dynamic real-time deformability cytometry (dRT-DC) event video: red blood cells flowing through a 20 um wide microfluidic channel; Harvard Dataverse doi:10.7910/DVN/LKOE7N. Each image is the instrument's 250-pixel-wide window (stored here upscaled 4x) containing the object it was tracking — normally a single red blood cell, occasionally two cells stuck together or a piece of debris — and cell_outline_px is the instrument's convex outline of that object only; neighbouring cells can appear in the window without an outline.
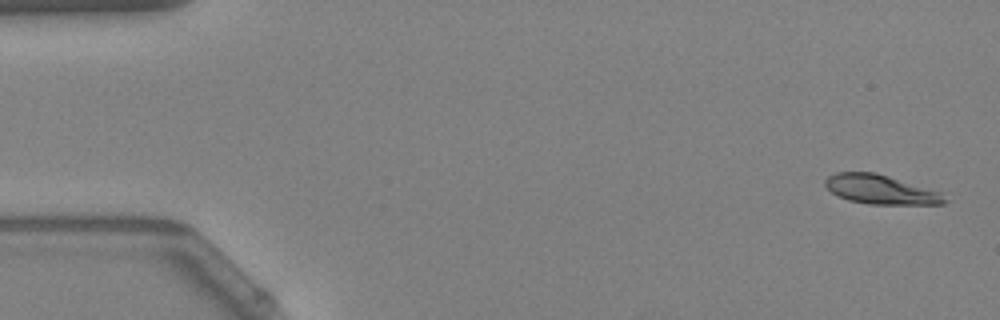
{"species": "Egyptian fruit bat (a non-hibernating species)", "species_latin": "Rousettus aegyptiacus", "temperature_condition": "warm", "stored_images_in_passage": 53, "camera_frame_rate_fps": 3000, "um_per_image_px": 0.085, "animal": {"sex": "female"}, "frame": {"image": 1, "passage_image": 2, "time_ms": 0.333, "image_size_px": [1000, 320], "cell_outline_px": [[952, 200], [944, 204], [868, 204], [848, 200], [832, 192], [824, 184], [824, 180], [828, 176], [836, 172], [876, 172], [940, 192]], "centroid_in_image_um": [74.89, 16.11], "position_along_channel_um": 10.1, "area_um2": 20.35}}
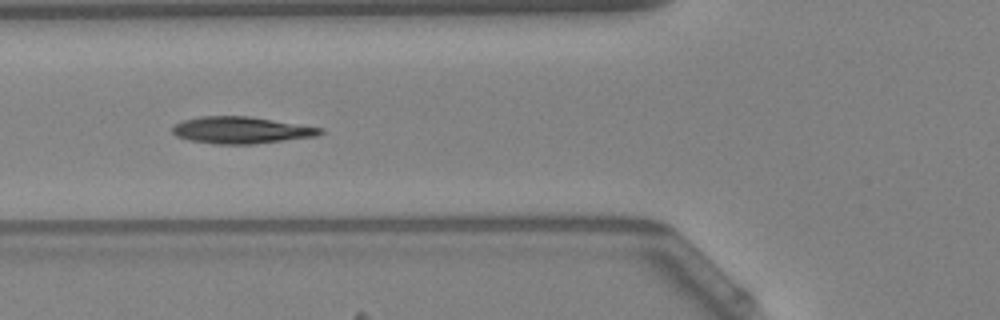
{"frame": {"image": 2, "passage_image": 20, "time_ms": 6.333, "image_size_px": [1000, 320], "cell_outline_px": [[324, 132], [316, 136], [252, 144], [216, 144], [188, 140], [176, 136], [172, 132], [172, 128], [176, 124], [184, 120], [200, 116], [248, 116], [324, 128]], "centroid_in_image_um": [20.49, 11.06], "position_along_channel_um": 105.3, "area_um2": 22.95}}
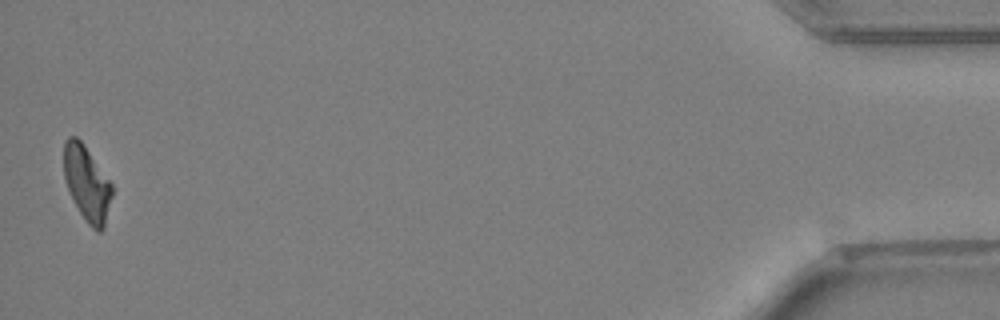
{"frame": {"image": 3, "passage_image": 52, "time_ms": 17.0, "image_size_px": [1000, 320], "cell_outline_px": [[112, 196], [104, 228], [100, 232], [96, 232], [88, 224], [80, 212], [68, 188], [64, 176], [64, 140], [68, 136], [76, 136], [84, 144], [112, 184]], "centroid_in_image_um": [7.39, 15.58], "position_along_channel_um": 427.8, "area_um2": 20.87}, "authors_computed_cell_mechanics": {"area_um2": 22.0796, "velocity_mm_per_s": 3.8815, "shape_relaxation_time_tau1_ms": 3.392, "shape_relaxation_time_tau2_ms": 3.9713, "deformation_change_tau1": 0.1536, "deformation_change_tau2": 0.1154}}